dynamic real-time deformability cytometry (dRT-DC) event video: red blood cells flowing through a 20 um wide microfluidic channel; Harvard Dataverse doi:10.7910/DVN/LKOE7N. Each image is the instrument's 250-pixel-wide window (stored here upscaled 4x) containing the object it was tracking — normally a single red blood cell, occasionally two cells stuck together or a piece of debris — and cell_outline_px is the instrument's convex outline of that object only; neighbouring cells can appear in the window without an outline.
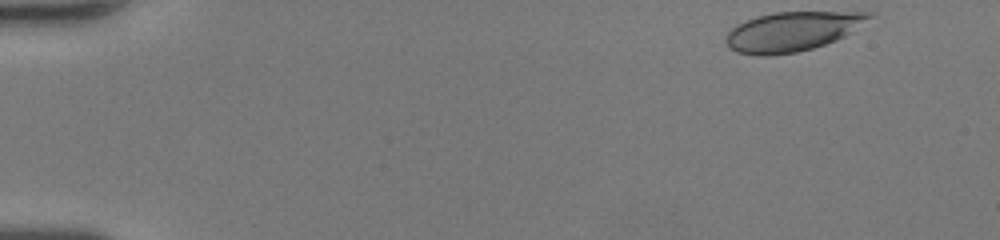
{"species": "human", "species_latin": "Homo sapiens", "temperature_condition": "room temperature", "stored_images_in_passage": 46, "camera_frame_rate_fps": 3000, "um_per_image_px": 0.085, "donor": {"sex": "female"}, "frame": {"image": 1, "passage_image": 1, "time_ms": 0.0, "image_size_px": [1000, 240], "cell_outline_px": [[876, 16], [852, 32], [836, 40], [812, 48], [796, 52], [768, 56], [756, 56], [736, 52], [728, 48], [724, 40], [728, 32], [736, 24], [756, 16], [776, 12], [872, 12]], "centroid_in_image_um": [67.33, 2.67], "position_along_channel_um": 17.7, "area_um2": 33.18}}
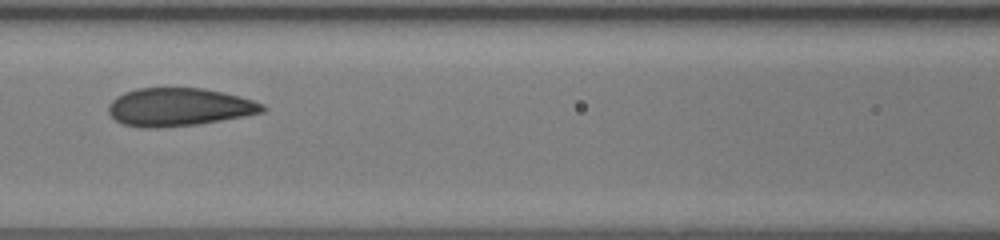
{"frame": {"image": 2, "passage_image": 20, "time_ms": 6.333, "image_size_px": [1000, 240], "cell_outline_px": [[268, 108], [264, 112], [244, 116], [196, 124], [160, 128], [140, 128], [124, 124], [116, 120], [108, 112], [108, 104], [116, 96], [124, 92], [136, 88], [204, 88], [224, 92], [240, 96], [264, 104]], "centroid_in_image_um": [15.21, 9.09], "position_along_channel_um": 151.4, "area_um2": 34.33}}
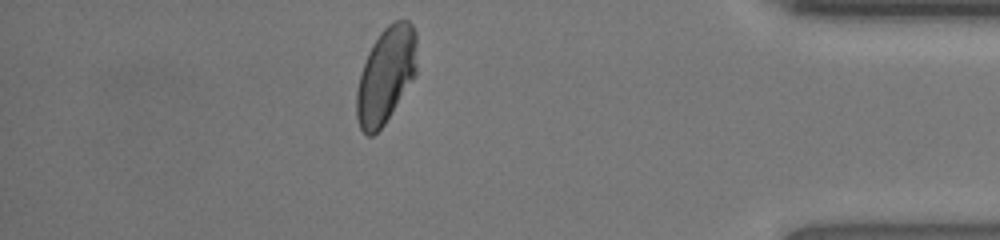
{"frame": {"image": 3, "passage_image": 40, "time_ms": 13.0, "image_size_px": [1000, 240], "cell_outline_px": [[416, 76], [384, 124], [372, 136], [368, 136], [360, 128], [356, 116], [356, 92], [360, 72], [368, 52], [372, 44], [380, 32], [392, 20], [408, 20], [412, 24], [416, 32]], "centroid_in_image_um": [32.8, 6.37], "position_along_channel_um": 402.4, "area_um2": 33.93}, "authors_computed_cell_mechanics": {"area_um2": 33.7552, "velocity_mm_per_s": 4.2792, "shape_relaxation_time_tau1_ms": null, "shape_relaxation_time_tau2_ms": 0.6647, "deformation_change_tau1": null, "deformation_change_tau2": 0.054}}